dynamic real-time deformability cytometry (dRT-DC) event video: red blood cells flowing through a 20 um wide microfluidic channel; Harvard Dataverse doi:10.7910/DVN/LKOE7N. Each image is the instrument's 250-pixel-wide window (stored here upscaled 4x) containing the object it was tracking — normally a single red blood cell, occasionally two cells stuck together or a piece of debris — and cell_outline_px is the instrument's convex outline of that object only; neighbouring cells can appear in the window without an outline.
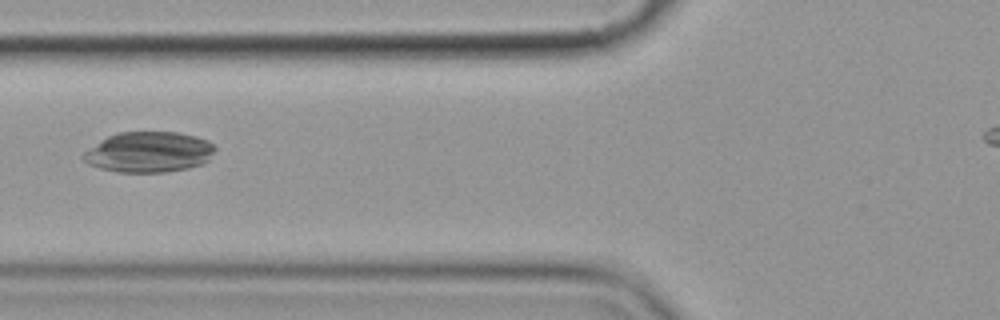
{"species": "common noctule bat (a hibernating species)", "species_latin": "Nyctalus noctula", "temperature_condition": "cold", "stored_images_in_passage": 3, "camera_frame_rate_fps": 3000, "um_per_image_px": 0.085, "animal": {"sex": "female", "body_mass_g": 19.9}, "frame": {"image": 1, "passage_image": 3, "time_ms": 2.667, "image_size_px": [1000, 320], "cell_outline_px": [[216, 148], [208, 160], [204, 164], [188, 168], [164, 172], [116, 172], [100, 168], [88, 164], [80, 156], [84, 152], [100, 140], [116, 132], [176, 132], [196, 136], [208, 140]], "centroid_in_image_um": [12.64, 12.92], "position_along_channel_um": 113.2, "area_um2": 31.27}}